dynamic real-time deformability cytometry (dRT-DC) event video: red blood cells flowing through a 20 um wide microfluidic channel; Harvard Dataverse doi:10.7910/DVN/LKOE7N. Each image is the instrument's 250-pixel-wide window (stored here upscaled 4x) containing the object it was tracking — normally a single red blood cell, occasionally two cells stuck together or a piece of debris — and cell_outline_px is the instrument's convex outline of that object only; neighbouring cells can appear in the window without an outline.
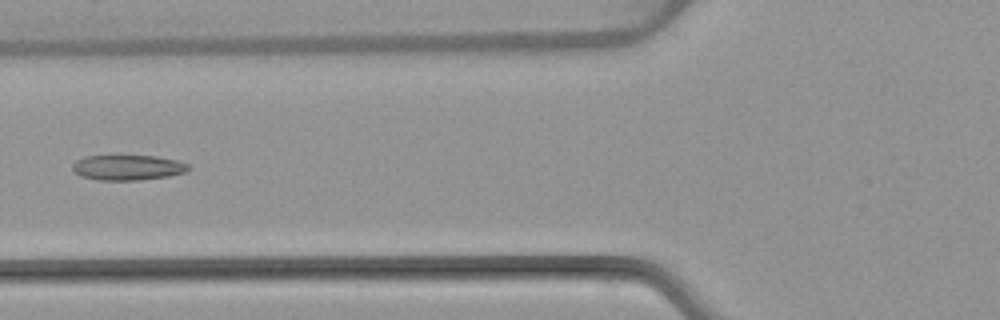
{"species": "common noctule bat (a hibernating species)", "species_latin": "Nyctalus noctula", "temperature_condition": "warm", "stored_images_in_passage": 6, "camera_frame_rate_fps": 3000, "um_per_image_px": 0.085, "animal": {"sex": "female", "body_mass_g": 22.7, "forearm_length_mm": 54.2}, "frame": {"image": 1, "passage_image": 5, "time_ms": 6.333, "image_size_px": [1000, 320], "cell_outline_px": [[192, 168], [184, 172], [168, 176], [140, 180], [100, 180], [80, 176], [72, 168], [72, 164], [76, 160], [84, 156], [156, 156], [176, 160], [188, 164]], "centroid_in_image_um": [10.86, 14.24], "position_along_channel_um": 114.9, "area_um2": 16.99}}
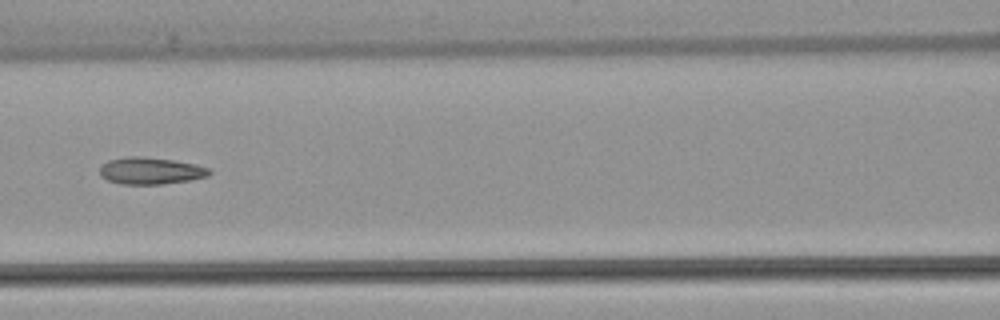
{"frame": {"image": 2, "passage_image": 6, "time_ms": 7.333, "image_size_px": [1000, 320], "cell_outline_px": [[212, 172], [208, 176], [188, 180], [160, 184], [120, 184], [108, 180], [100, 176], [100, 168], [108, 160], [128, 156], [140, 156], [176, 160], [196, 164], [212, 168]], "centroid_in_image_um": [12.83, 14.51], "position_along_channel_um": 153.8, "area_um2": 17.28}}